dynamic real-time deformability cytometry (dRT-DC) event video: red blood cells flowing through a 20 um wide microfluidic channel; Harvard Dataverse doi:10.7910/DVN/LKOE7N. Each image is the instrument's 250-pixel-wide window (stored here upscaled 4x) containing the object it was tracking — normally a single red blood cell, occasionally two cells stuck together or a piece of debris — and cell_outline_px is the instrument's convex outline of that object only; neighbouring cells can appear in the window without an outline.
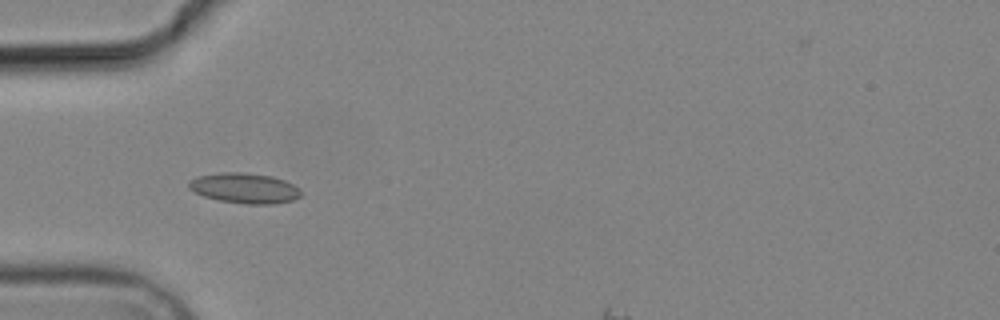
{"species": "common noctule bat (a hibernating species)", "species_latin": "Nyctalus noctula", "temperature_condition": "cold", "stored_images_in_passage": 6, "camera_frame_rate_fps": 3000, "um_per_image_px": 0.085, "animal": {"sex": "male", "body_mass_g": 19.2, "forearm_length_mm": 51.8}, "frame": {"image": 1, "passage_image": 5, "time_ms": 5.667, "image_size_px": [1000, 320], "cell_outline_px": [[300, 196], [292, 200], [276, 204], [244, 204], [220, 200], [204, 196], [188, 188], [188, 180], [196, 176], [220, 172], [240, 172], [272, 176], [284, 180], [300, 188]], "centroid_in_image_um": [20.77, 15.98], "position_along_channel_um": 64.2, "area_um2": 19.83}}
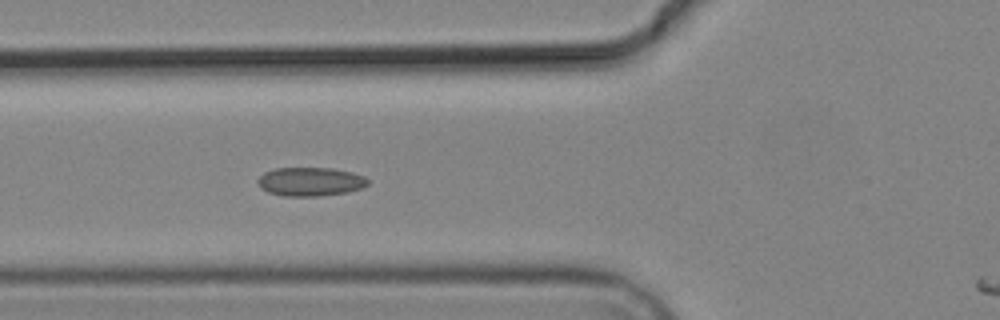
{"frame": {"image": 2, "passage_image": 6, "time_ms": 6.667, "image_size_px": [1000, 320], "cell_outline_px": [[368, 184], [360, 188], [348, 192], [320, 196], [284, 196], [268, 192], [260, 188], [256, 180], [264, 172], [276, 168], [332, 168], [352, 172], [364, 176], [368, 180]], "centroid_in_image_um": [26.35, 15.44], "position_along_channel_um": 99.4, "area_um2": 18.5}}